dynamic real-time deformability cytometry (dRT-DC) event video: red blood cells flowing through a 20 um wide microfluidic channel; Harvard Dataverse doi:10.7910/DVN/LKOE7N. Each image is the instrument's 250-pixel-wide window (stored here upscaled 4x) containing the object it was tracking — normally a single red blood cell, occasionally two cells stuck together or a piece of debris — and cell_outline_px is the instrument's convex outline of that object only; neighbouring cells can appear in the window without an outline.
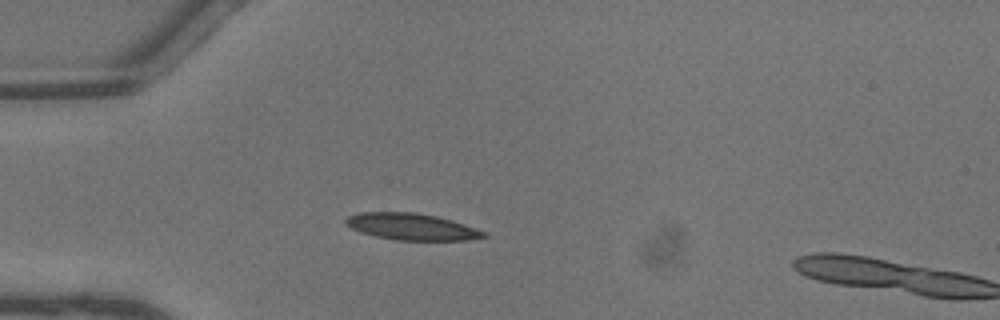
{"species": "common noctule bat (a hibernating species)", "species_latin": "Nyctalus noctula", "temperature_condition": "warm", "stored_images_in_passage": 15, "camera_frame_rate_fps": 3000, "um_per_image_px": 0.085, "animal": {"sex": "male", "body_mass_g": 13.3}, "frame": {"image": 1, "passage_image": 13, "time_ms": 4.0, "image_size_px": [1000, 320], "cell_outline_px": [[488, 236], [468, 240], [396, 240], [376, 236], [360, 232], [344, 224], [344, 220], [348, 216], [360, 212], [416, 212], [436, 216], [452, 220], [488, 232]], "centroid_in_image_um": [35.0, 19.26], "position_along_channel_um": 50.0, "area_um2": 21.5}}